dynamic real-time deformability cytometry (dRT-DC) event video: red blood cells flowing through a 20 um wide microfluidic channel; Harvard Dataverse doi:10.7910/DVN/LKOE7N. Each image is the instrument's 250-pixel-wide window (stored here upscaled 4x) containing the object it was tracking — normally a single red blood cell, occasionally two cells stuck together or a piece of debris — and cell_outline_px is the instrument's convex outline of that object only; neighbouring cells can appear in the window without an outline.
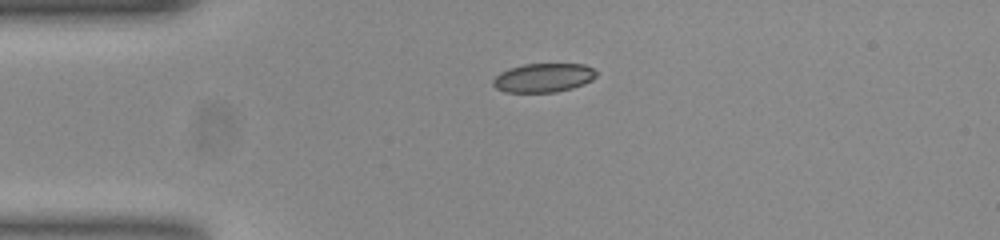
{"species": "common noctule bat (a hibernating species)", "species_latin": "Nyctalus noctula", "temperature_condition": "room temperature", "stored_images_in_passage": 41, "camera_frame_rate_fps": 3000, "um_per_image_px": 0.085, "animal": {"sex": "female", "body_mass_g": 23.0, "forearm_length_mm": 53.4}, "frame": {"image": 1, "passage_image": 1, "time_ms": 0.0, "image_size_px": [1000, 240], "cell_outline_px": [[596, 76], [592, 80], [584, 84], [572, 88], [556, 92], [504, 92], [496, 88], [492, 84], [492, 80], [500, 72], [508, 68], [524, 64], [584, 64], [592, 68], [596, 72]], "centroid_in_image_um": [46.17, 6.61], "position_along_channel_um": 38.8, "area_um2": 17.46}}
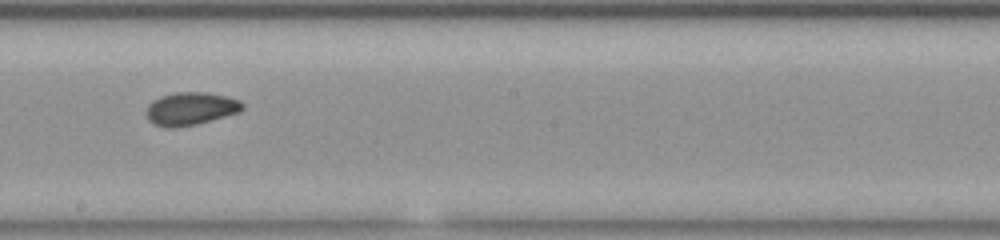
{"frame": {"image": 2, "passage_image": 18, "time_ms": 5.667, "image_size_px": [1000, 240], "cell_outline_px": [[244, 108], [240, 112], [196, 124], [172, 128], [168, 128], [152, 124], [148, 120], [148, 104], [152, 100], [160, 96], [176, 92], [208, 92], [240, 100], [244, 104]], "centroid_in_image_um": [16.21, 9.23], "position_along_channel_um": 232.0, "area_um2": 18.44}}
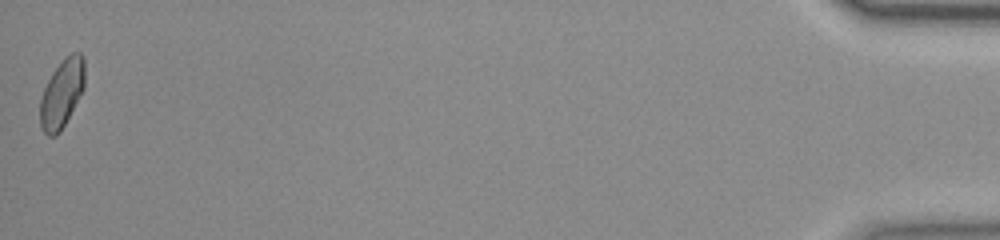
{"frame": {"image": 3, "passage_image": 41, "time_ms": 13.333, "image_size_px": [1000, 240], "cell_outline_px": [[84, 88], [60, 132], [56, 136], [48, 136], [44, 132], [40, 124], [40, 100], [44, 88], [52, 72], [72, 52], [80, 52], [84, 56]], "centroid_in_image_um": [5.25, 7.96], "position_along_channel_um": 429.9, "area_um2": 17.51}, "authors_computed_cell_mechanics": {"area_um2": 17.918, "velocity_mm_per_s": 3.9011, "shape_relaxation_time_tau1_ms": 3.6791, "shape_relaxation_time_tau2_ms": 2.7272, "deformation_change_tau1": 0.0958, "deformation_change_tau2": 0.0616}}